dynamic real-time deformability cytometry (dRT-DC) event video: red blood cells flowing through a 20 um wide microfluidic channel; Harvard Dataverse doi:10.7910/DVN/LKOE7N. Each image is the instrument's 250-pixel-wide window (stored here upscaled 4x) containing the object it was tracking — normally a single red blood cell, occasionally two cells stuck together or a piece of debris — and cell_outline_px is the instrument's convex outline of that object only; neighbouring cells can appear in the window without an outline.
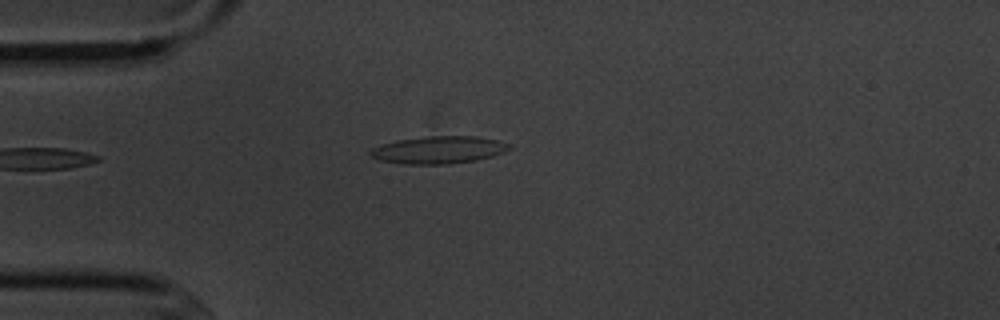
{"species": "common noctule bat (a hibernating species)", "species_latin": "Nyctalus noctula", "temperature_condition": "cold", "stored_images_in_passage": 10, "camera_frame_rate_fps": 3000, "um_per_image_px": 0.085, "animal": {"sex": "male", "body_mass_g": 20.1, "forearm_length_mm": 53.5}, "frame": {"image": 1, "passage_image": 4, "time_ms": 4.333, "image_size_px": [1000, 320], "cell_outline_px": [[512, 148], [504, 152], [492, 156], [476, 160], [448, 164], [404, 164], [380, 160], [372, 156], [368, 152], [372, 148], [380, 144], [396, 140], [428, 136], [476, 136], [496, 140], [512, 144]], "centroid_in_image_um": [37.29, 12.73], "position_along_channel_um": 47.7, "area_um2": 22.25}}
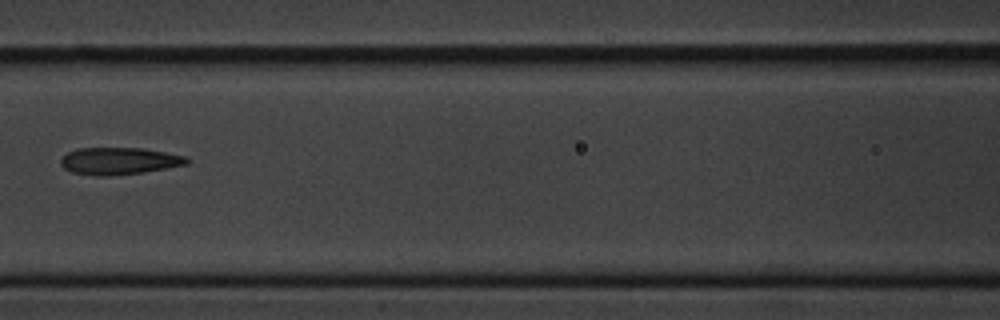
{"frame": {"image": 2, "passage_image": 7, "time_ms": 7.667, "image_size_px": [1000, 320], "cell_outline_px": [[192, 160], [188, 164], [168, 168], [144, 172], [108, 176], [96, 176], [72, 172], [64, 168], [60, 164], [60, 160], [68, 152], [76, 148], [144, 148], [184, 156]], "centroid_in_image_um": [10.14, 13.68], "position_along_channel_um": 156.5, "area_um2": 20.0}}
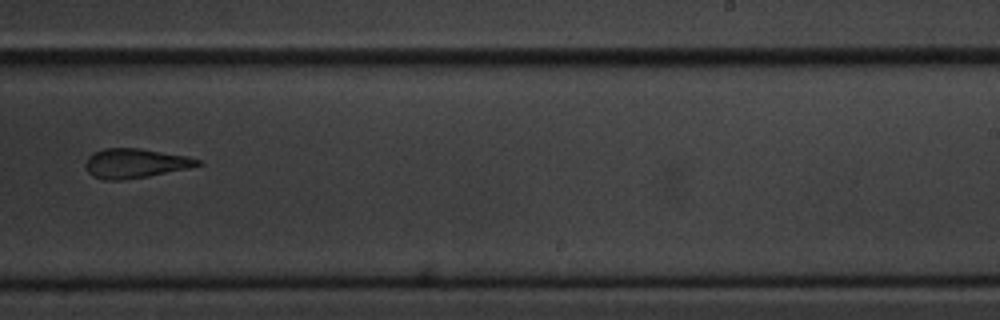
{"frame": {"image": 3, "passage_image": 10, "time_ms": 11.0, "image_size_px": [1000, 320], "cell_outline_px": [[204, 164], [188, 168], [148, 176], [124, 180], [104, 180], [92, 176], [88, 172], [84, 164], [88, 156], [104, 148], [140, 148], [188, 156], [200, 160]], "centroid_in_image_um": [11.49, 13.88], "position_along_channel_um": 277.5, "area_um2": 19.31}}